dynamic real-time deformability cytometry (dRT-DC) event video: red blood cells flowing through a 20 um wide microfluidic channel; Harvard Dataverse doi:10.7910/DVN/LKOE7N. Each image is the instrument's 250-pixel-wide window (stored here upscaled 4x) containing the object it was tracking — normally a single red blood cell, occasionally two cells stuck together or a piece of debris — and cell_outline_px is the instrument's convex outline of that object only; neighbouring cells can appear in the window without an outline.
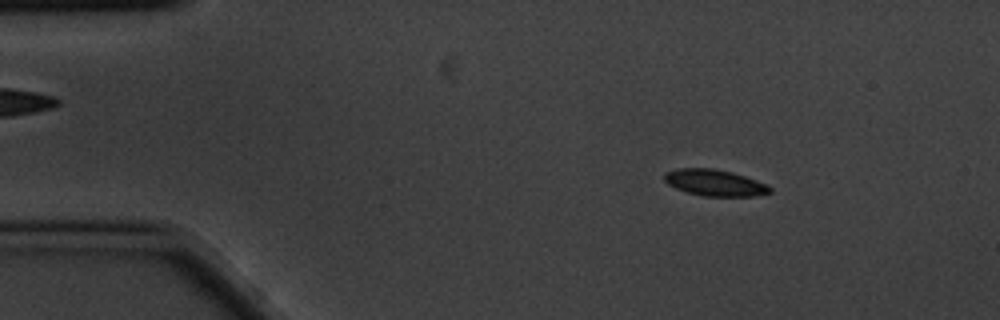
{"species": "common noctule bat (a hibernating species)", "species_latin": "Nyctalus noctula", "temperature_condition": "cold", "stored_images_in_passage": 4, "camera_frame_rate_fps": 3000, "um_per_image_px": 0.085, "animal": {"sex": "male", "body_mass_g": 20.1, "forearm_length_mm": 53.5}, "frame": {"image": 1, "passage_image": 2, "time_ms": 0.333, "image_size_px": [1000, 320], "cell_outline_px": [[772, 192], [752, 196], [704, 196], [688, 192], [676, 188], [668, 184], [664, 180], [664, 172], [676, 168], [712, 168], [732, 172], [756, 180], [772, 188]], "centroid_in_image_um": [60.72, 15.52], "position_along_channel_um": 24.3, "area_um2": 16.13}}
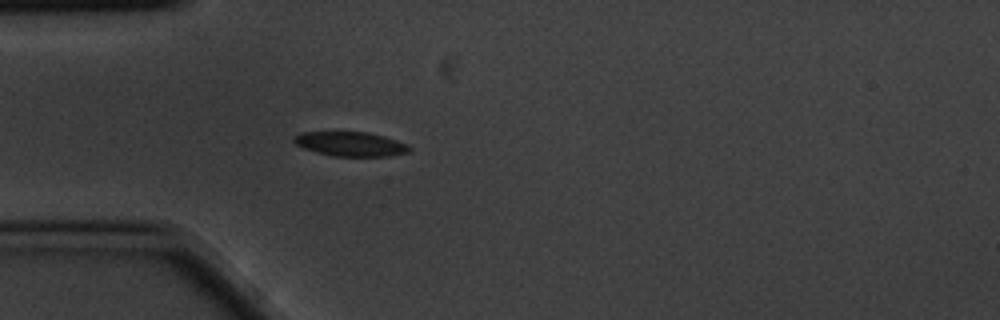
{"frame": {"image": 2, "passage_image": 4, "time_ms": 1.0, "image_size_px": [1000, 320], "cell_outline_px": [[412, 148], [408, 152], [388, 156], [332, 156], [316, 152], [304, 148], [296, 144], [292, 140], [292, 136], [300, 132], [368, 132], [384, 136], [408, 144]], "centroid_in_image_um": [29.77, 12.23], "position_along_channel_um": 55.2, "area_um2": 16.47}}